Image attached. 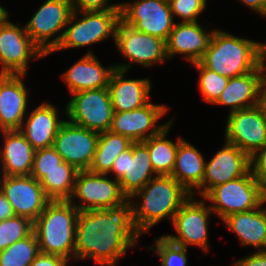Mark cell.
<instances>
[{"label": "cell", "mask_w": 266, "mask_h": 266, "mask_svg": "<svg viewBox=\"0 0 266 266\" xmlns=\"http://www.w3.org/2000/svg\"><path fill=\"white\" fill-rule=\"evenodd\" d=\"M140 235L130 199L110 208L79 211L74 258H91L102 266H115Z\"/></svg>", "instance_id": "1"}, {"label": "cell", "mask_w": 266, "mask_h": 266, "mask_svg": "<svg viewBox=\"0 0 266 266\" xmlns=\"http://www.w3.org/2000/svg\"><path fill=\"white\" fill-rule=\"evenodd\" d=\"M199 62L230 79L254 71L263 62V47L259 42L213 30L208 49Z\"/></svg>", "instance_id": "2"}, {"label": "cell", "mask_w": 266, "mask_h": 266, "mask_svg": "<svg viewBox=\"0 0 266 266\" xmlns=\"http://www.w3.org/2000/svg\"><path fill=\"white\" fill-rule=\"evenodd\" d=\"M134 196L143 199L141 205L132 202V212L137 230L144 234L166 216L172 221L191 194L172 176L157 175L129 199Z\"/></svg>", "instance_id": "3"}, {"label": "cell", "mask_w": 266, "mask_h": 266, "mask_svg": "<svg viewBox=\"0 0 266 266\" xmlns=\"http://www.w3.org/2000/svg\"><path fill=\"white\" fill-rule=\"evenodd\" d=\"M79 210L68 200H52L33 222L42 253L74 258Z\"/></svg>", "instance_id": "4"}, {"label": "cell", "mask_w": 266, "mask_h": 266, "mask_svg": "<svg viewBox=\"0 0 266 266\" xmlns=\"http://www.w3.org/2000/svg\"><path fill=\"white\" fill-rule=\"evenodd\" d=\"M76 13L77 11H73L67 23V26H70L50 41V53L64 48L87 46L103 41L109 36L115 41L121 10L83 11V18L75 22Z\"/></svg>", "instance_id": "5"}, {"label": "cell", "mask_w": 266, "mask_h": 266, "mask_svg": "<svg viewBox=\"0 0 266 266\" xmlns=\"http://www.w3.org/2000/svg\"><path fill=\"white\" fill-rule=\"evenodd\" d=\"M203 198L213 202L211 210L223 220L231 214L251 211L266 203V190L250 170L240 178L212 188Z\"/></svg>", "instance_id": "6"}, {"label": "cell", "mask_w": 266, "mask_h": 266, "mask_svg": "<svg viewBox=\"0 0 266 266\" xmlns=\"http://www.w3.org/2000/svg\"><path fill=\"white\" fill-rule=\"evenodd\" d=\"M66 114L75 125L99 134L109 131L114 109L108 87L73 93L67 104Z\"/></svg>", "instance_id": "7"}, {"label": "cell", "mask_w": 266, "mask_h": 266, "mask_svg": "<svg viewBox=\"0 0 266 266\" xmlns=\"http://www.w3.org/2000/svg\"><path fill=\"white\" fill-rule=\"evenodd\" d=\"M106 175L89 170L78 171L73 192L68 201H73V196L78 197L83 204L73 205L79 211L105 209L123 204L128 197L122 192L120 183L116 179H108Z\"/></svg>", "instance_id": "8"}, {"label": "cell", "mask_w": 266, "mask_h": 266, "mask_svg": "<svg viewBox=\"0 0 266 266\" xmlns=\"http://www.w3.org/2000/svg\"><path fill=\"white\" fill-rule=\"evenodd\" d=\"M121 20L136 30L168 40L174 27L170 4L164 0H138L121 4Z\"/></svg>", "instance_id": "9"}, {"label": "cell", "mask_w": 266, "mask_h": 266, "mask_svg": "<svg viewBox=\"0 0 266 266\" xmlns=\"http://www.w3.org/2000/svg\"><path fill=\"white\" fill-rule=\"evenodd\" d=\"M46 56L32 41L25 27L8 20L0 25V74H26L29 59Z\"/></svg>", "instance_id": "10"}, {"label": "cell", "mask_w": 266, "mask_h": 266, "mask_svg": "<svg viewBox=\"0 0 266 266\" xmlns=\"http://www.w3.org/2000/svg\"><path fill=\"white\" fill-rule=\"evenodd\" d=\"M99 139V133L64 121L54 139L53 147L63 161L78 171L89 170Z\"/></svg>", "instance_id": "11"}, {"label": "cell", "mask_w": 266, "mask_h": 266, "mask_svg": "<svg viewBox=\"0 0 266 266\" xmlns=\"http://www.w3.org/2000/svg\"><path fill=\"white\" fill-rule=\"evenodd\" d=\"M226 142L236 145L250 157L266 145V119L262 108H252L229 113Z\"/></svg>", "instance_id": "12"}, {"label": "cell", "mask_w": 266, "mask_h": 266, "mask_svg": "<svg viewBox=\"0 0 266 266\" xmlns=\"http://www.w3.org/2000/svg\"><path fill=\"white\" fill-rule=\"evenodd\" d=\"M128 199L142 189L153 177V169L147 145L143 141L133 142L130 148L116 157L111 170Z\"/></svg>", "instance_id": "13"}, {"label": "cell", "mask_w": 266, "mask_h": 266, "mask_svg": "<svg viewBox=\"0 0 266 266\" xmlns=\"http://www.w3.org/2000/svg\"><path fill=\"white\" fill-rule=\"evenodd\" d=\"M192 195L180 207L172 219V223L178 236L164 235L173 244L187 248L188 245H195L204 248L208 245V217L213 211L206 207L204 201H195Z\"/></svg>", "instance_id": "14"}, {"label": "cell", "mask_w": 266, "mask_h": 266, "mask_svg": "<svg viewBox=\"0 0 266 266\" xmlns=\"http://www.w3.org/2000/svg\"><path fill=\"white\" fill-rule=\"evenodd\" d=\"M1 178L0 190L10 202L15 216L26 217L34 222L51 201L40 182L31 175H3Z\"/></svg>", "instance_id": "15"}, {"label": "cell", "mask_w": 266, "mask_h": 266, "mask_svg": "<svg viewBox=\"0 0 266 266\" xmlns=\"http://www.w3.org/2000/svg\"><path fill=\"white\" fill-rule=\"evenodd\" d=\"M115 44L124 57L146 67L169 59L165 40L140 32L122 20L117 25Z\"/></svg>", "instance_id": "16"}, {"label": "cell", "mask_w": 266, "mask_h": 266, "mask_svg": "<svg viewBox=\"0 0 266 266\" xmlns=\"http://www.w3.org/2000/svg\"><path fill=\"white\" fill-rule=\"evenodd\" d=\"M72 13L71 0H47L24 27L32 41L48 55L49 39L67 26Z\"/></svg>", "instance_id": "17"}, {"label": "cell", "mask_w": 266, "mask_h": 266, "mask_svg": "<svg viewBox=\"0 0 266 266\" xmlns=\"http://www.w3.org/2000/svg\"><path fill=\"white\" fill-rule=\"evenodd\" d=\"M168 111L166 106L148 103L145 106L125 112H114L110 131L127 137L132 142L145 141L159 134L169 123L155 125ZM150 133H147V131ZM147 133V135H145Z\"/></svg>", "instance_id": "18"}, {"label": "cell", "mask_w": 266, "mask_h": 266, "mask_svg": "<svg viewBox=\"0 0 266 266\" xmlns=\"http://www.w3.org/2000/svg\"><path fill=\"white\" fill-rule=\"evenodd\" d=\"M225 146L205 163L203 197L214 187L235 180L251 170L250 156L236 145L225 142Z\"/></svg>", "instance_id": "19"}, {"label": "cell", "mask_w": 266, "mask_h": 266, "mask_svg": "<svg viewBox=\"0 0 266 266\" xmlns=\"http://www.w3.org/2000/svg\"><path fill=\"white\" fill-rule=\"evenodd\" d=\"M25 74H0V129L19 130L24 123L28 92L22 82Z\"/></svg>", "instance_id": "20"}, {"label": "cell", "mask_w": 266, "mask_h": 266, "mask_svg": "<svg viewBox=\"0 0 266 266\" xmlns=\"http://www.w3.org/2000/svg\"><path fill=\"white\" fill-rule=\"evenodd\" d=\"M264 87V62L254 71L230 78L222 94L213 104L231 106V111L259 105Z\"/></svg>", "instance_id": "21"}, {"label": "cell", "mask_w": 266, "mask_h": 266, "mask_svg": "<svg viewBox=\"0 0 266 266\" xmlns=\"http://www.w3.org/2000/svg\"><path fill=\"white\" fill-rule=\"evenodd\" d=\"M130 64L115 66L108 89L114 112H125L139 109L146 104L151 89L150 81L146 79H123Z\"/></svg>", "instance_id": "22"}, {"label": "cell", "mask_w": 266, "mask_h": 266, "mask_svg": "<svg viewBox=\"0 0 266 266\" xmlns=\"http://www.w3.org/2000/svg\"><path fill=\"white\" fill-rule=\"evenodd\" d=\"M213 31L206 33L198 22L174 24L166 41L168 58L183 54L190 63L199 62L208 49Z\"/></svg>", "instance_id": "23"}, {"label": "cell", "mask_w": 266, "mask_h": 266, "mask_svg": "<svg viewBox=\"0 0 266 266\" xmlns=\"http://www.w3.org/2000/svg\"><path fill=\"white\" fill-rule=\"evenodd\" d=\"M114 70L115 65L105 69L90 51L63 73L62 78L73 94L84 90L107 88Z\"/></svg>", "instance_id": "24"}, {"label": "cell", "mask_w": 266, "mask_h": 266, "mask_svg": "<svg viewBox=\"0 0 266 266\" xmlns=\"http://www.w3.org/2000/svg\"><path fill=\"white\" fill-rule=\"evenodd\" d=\"M57 112L52 104L43 103L31 112L25 125H21L19 131L35 150L53 146L58 130L64 122L58 119Z\"/></svg>", "instance_id": "25"}, {"label": "cell", "mask_w": 266, "mask_h": 266, "mask_svg": "<svg viewBox=\"0 0 266 266\" xmlns=\"http://www.w3.org/2000/svg\"><path fill=\"white\" fill-rule=\"evenodd\" d=\"M5 136L1 148L3 175L28 176L31 174L35 149L19 130L2 131Z\"/></svg>", "instance_id": "26"}, {"label": "cell", "mask_w": 266, "mask_h": 266, "mask_svg": "<svg viewBox=\"0 0 266 266\" xmlns=\"http://www.w3.org/2000/svg\"><path fill=\"white\" fill-rule=\"evenodd\" d=\"M205 161L202 154L185 140L178 142L175 164L171 176L192 196V188H199L203 196V176ZM202 188V190H201Z\"/></svg>", "instance_id": "27"}, {"label": "cell", "mask_w": 266, "mask_h": 266, "mask_svg": "<svg viewBox=\"0 0 266 266\" xmlns=\"http://www.w3.org/2000/svg\"><path fill=\"white\" fill-rule=\"evenodd\" d=\"M261 206L262 204L251 211L231 214L223 222L237 234L241 245H252L258 251H266V208L261 209Z\"/></svg>", "instance_id": "28"}, {"label": "cell", "mask_w": 266, "mask_h": 266, "mask_svg": "<svg viewBox=\"0 0 266 266\" xmlns=\"http://www.w3.org/2000/svg\"><path fill=\"white\" fill-rule=\"evenodd\" d=\"M132 144L133 142L127 137L110 130L100 133L89 171L107 174L111 170L116 157L130 148Z\"/></svg>", "instance_id": "29"}, {"label": "cell", "mask_w": 266, "mask_h": 266, "mask_svg": "<svg viewBox=\"0 0 266 266\" xmlns=\"http://www.w3.org/2000/svg\"><path fill=\"white\" fill-rule=\"evenodd\" d=\"M171 124L172 121L159 134L143 141L148 147L150 160L156 176H171L174 168L178 142L182 139L179 138L176 144L165 139Z\"/></svg>", "instance_id": "30"}, {"label": "cell", "mask_w": 266, "mask_h": 266, "mask_svg": "<svg viewBox=\"0 0 266 266\" xmlns=\"http://www.w3.org/2000/svg\"><path fill=\"white\" fill-rule=\"evenodd\" d=\"M78 170L63 161L60 168L42 171L39 181L46 196L52 200H69L71 198Z\"/></svg>", "instance_id": "31"}, {"label": "cell", "mask_w": 266, "mask_h": 266, "mask_svg": "<svg viewBox=\"0 0 266 266\" xmlns=\"http://www.w3.org/2000/svg\"><path fill=\"white\" fill-rule=\"evenodd\" d=\"M39 253L37 236L33 231L26 238L0 251V266H30Z\"/></svg>", "instance_id": "32"}, {"label": "cell", "mask_w": 266, "mask_h": 266, "mask_svg": "<svg viewBox=\"0 0 266 266\" xmlns=\"http://www.w3.org/2000/svg\"><path fill=\"white\" fill-rule=\"evenodd\" d=\"M33 232V222L22 216L0 221V251Z\"/></svg>", "instance_id": "33"}, {"label": "cell", "mask_w": 266, "mask_h": 266, "mask_svg": "<svg viewBox=\"0 0 266 266\" xmlns=\"http://www.w3.org/2000/svg\"><path fill=\"white\" fill-rule=\"evenodd\" d=\"M192 64L200 71L199 87L204 96L203 99L213 104L227 86L229 78L209 70L200 62H194Z\"/></svg>", "instance_id": "34"}, {"label": "cell", "mask_w": 266, "mask_h": 266, "mask_svg": "<svg viewBox=\"0 0 266 266\" xmlns=\"http://www.w3.org/2000/svg\"><path fill=\"white\" fill-rule=\"evenodd\" d=\"M155 252L161 259V266H186L187 248L173 244L164 236L156 240Z\"/></svg>", "instance_id": "35"}, {"label": "cell", "mask_w": 266, "mask_h": 266, "mask_svg": "<svg viewBox=\"0 0 266 266\" xmlns=\"http://www.w3.org/2000/svg\"><path fill=\"white\" fill-rule=\"evenodd\" d=\"M63 162L62 157L56 152L53 146L37 149L34 153L31 176L40 181L42 179V171H52L60 168Z\"/></svg>", "instance_id": "36"}, {"label": "cell", "mask_w": 266, "mask_h": 266, "mask_svg": "<svg viewBox=\"0 0 266 266\" xmlns=\"http://www.w3.org/2000/svg\"><path fill=\"white\" fill-rule=\"evenodd\" d=\"M173 18L175 14L183 18L181 22H197L196 17L204 11L206 0H169Z\"/></svg>", "instance_id": "37"}, {"label": "cell", "mask_w": 266, "mask_h": 266, "mask_svg": "<svg viewBox=\"0 0 266 266\" xmlns=\"http://www.w3.org/2000/svg\"><path fill=\"white\" fill-rule=\"evenodd\" d=\"M250 164L254 179L266 190V145L250 157Z\"/></svg>", "instance_id": "38"}, {"label": "cell", "mask_w": 266, "mask_h": 266, "mask_svg": "<svg viewBox=\"0 0 266 266\" xmlns=\"http://www.w3.org/2000/svg\"><path fill=\"white\" fill-rule=\"evenodd\" d=\"M108 0H71L73 11L121 10V4L107 5Z\"/></svg>", "instance_id": "39"}, {"label": "cell", "mask_w": 266, "mask_h": 266, "mask_svg": "<svg viewBox=\"0 0 266 266\" xmlns=\"http://www.w3.org/2000/svg\"><path fill=\"white\" fill-rule=\"evenodd\" d=\"M68 259L59 255L40 252L30 266H67Z\"/></svg>", "instance_id": "40"}, {"label": "cell", "mask_w": 266, "mask_h": 266, "mask_svg": "<svg viewBox=\"0 0 266 266\" xmlns=\"http://www.w3.org/2000/svg\"><path fill=\"white\" fill-rule=\"evenodd\" d=\"M234 266H266V251H258L247 258L234 262Z\"/></svg>", "instance_id": "41"}, {"label": "cell", "mask_w": 266, "mask_h": 266, "mask_svg": "<svg viewBox=\"0 0 266 266\" xmlns=\"http://www.w3.org/2000/svg\"><path fill=\"white\" fill-rule=\"evenodd\" d=\"M12 206L4 193L0 190V221L14 217Z\"/></svg>", "instance_id": "42"}, {"label": "cell", "mask_w": 266, "mask_h": 266, "mask_svg": "<svg viewBox=\"0 0 266 266\" xmlns=\"http://www.w3.org/2000/svg\"><path fill=\"white\" fill-rule=\"evenodd\" d=\"M244 2L250 9H254L257 13L266 17V0H240Z\"/></svg>", "instance_id": "43"}, {"label": "cell", "mask_w": 266, "mask_h": 266, "mask_svg": "<svg viewBox=\"0 0 266 266\" xmlns=\"http://www.w3.org/2000/svg\"><path fill=\"white\" fill-rule=\"evenodd\" d=\"M259 106L262 108L263 113L265 115V119H266V90L264 88H263V91L261 93Z\"/></svg>", "instance_id": "44"}, {"label": "cell", "mask_w": 266, "mask_h": 266, "mask_svg": "<svg viewBox=\"0 0 266 266\" xmlns=\"http://www.w3.org/2000/svg\"><path fill=\"white\" fill-rule=\"evenodd\" d=\"M8 19V12L0 6V25L5 23Z\"/></svg>", "instance_id": "45"}, {"label": "cell", "mask_w": 266, "mask_h": 266, "mask_svg": "<svg viewBox=\"0 0 266 266\" xmlns=\"http://www.w3.org/2000/svg\"><path fill=\"white\" fill-rule=\"evenodd\" d=\"M262 47H263V62H266V44H262Z\"/></svg>", "instance_id": "46"}, {"label": "cell", "mask_w": 266, "mask_h": 266, "mask_svg": "<svg viewBox=\"0 0 266 266\" xmlns=\"http://www.w3.org/2000/svg\"><path fill=\"white\" fill-rule=\"evenodd\" d=\"M264 70H265V73H264V89L266 90V64L264 63Z\"/></svg>", "instance_id": "47"}]
</instances>
